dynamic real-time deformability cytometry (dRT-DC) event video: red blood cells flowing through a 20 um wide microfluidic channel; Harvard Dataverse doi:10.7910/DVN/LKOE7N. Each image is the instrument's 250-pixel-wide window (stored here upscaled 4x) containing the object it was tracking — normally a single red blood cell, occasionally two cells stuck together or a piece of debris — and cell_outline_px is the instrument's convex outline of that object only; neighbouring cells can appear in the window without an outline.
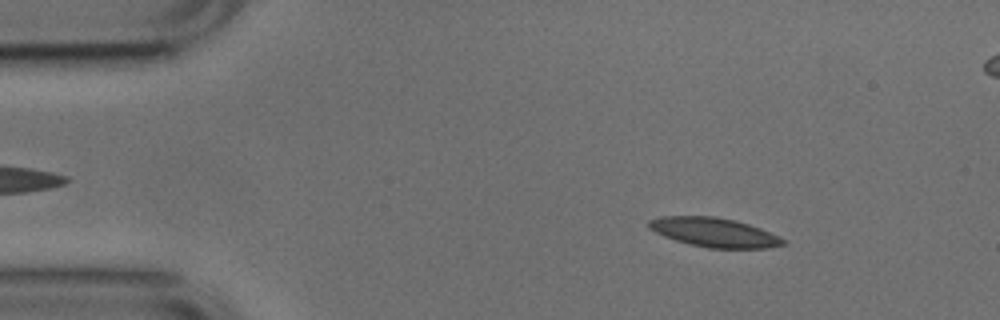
{"species": "common noctule bat (a hibernating species)", "species_latin": "Nyctalus noctula", "temperature_condition": "cold", "stored_images_in_passage": 12, "camera_frame_rate_fps": 3000, "um_per_image_px": 0.085, "animal": {"sex": "male", "body_mass_g": 17.9, "forearm_length_mm": 54.2}, "frame": {"image": 1, "passage_image": 6, "time_ms": 1.667, "image_size_px": [1000, 320], "cell_outline_px": [[788, 244], [768, 248], [708, 248], [688, 244], [664, 236], [648, 228], [648, 220], [660, 216], [712, 216], [736, 220], [760, 228], [780, 236], [788, 240]], "centroid_in_image_um": [60.75, 19.75], "position_along_channel_um": 24.3, "area_um2": 23.06}}